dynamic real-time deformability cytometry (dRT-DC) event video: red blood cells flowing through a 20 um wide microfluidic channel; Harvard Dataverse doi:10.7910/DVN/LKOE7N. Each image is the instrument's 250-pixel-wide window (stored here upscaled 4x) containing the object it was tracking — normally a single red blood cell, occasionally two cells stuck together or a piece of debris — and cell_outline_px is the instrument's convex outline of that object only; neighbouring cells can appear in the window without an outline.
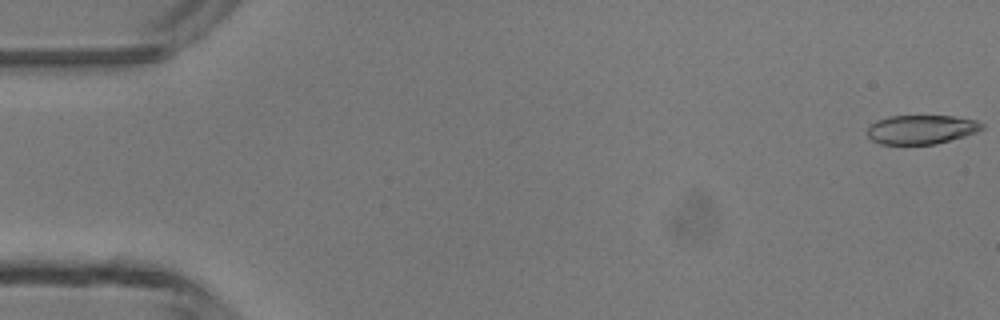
{"species": "common noctule bat (a hibernating species)", "species_latin": "Nyctalus noctula", "temperature_condition": "room temperature", "stored_images_in_passage": 5, "camera_frame_rate_fps": 3000, "um_per_image_px": 0.085, "animal": {"sex": "male", "body_mass_g": 13.3}, "frame": {"image": 1, "passage_image": 1, "time_ms": 0.0, "image_size_px": [1000, 320], "cell_outline_px": [[984, 128], [976, 132], [964, 136], [936, 144], [880, 144], [872, 140], [868, 136], [868, 128], [876, 120], [888, 116], [952, 116], [976, 120], [984, 124]], "centroid_in_image_um": [78.31, 11.0], "position_along_channel_um": 6.7, "area_um2": 19.36}}